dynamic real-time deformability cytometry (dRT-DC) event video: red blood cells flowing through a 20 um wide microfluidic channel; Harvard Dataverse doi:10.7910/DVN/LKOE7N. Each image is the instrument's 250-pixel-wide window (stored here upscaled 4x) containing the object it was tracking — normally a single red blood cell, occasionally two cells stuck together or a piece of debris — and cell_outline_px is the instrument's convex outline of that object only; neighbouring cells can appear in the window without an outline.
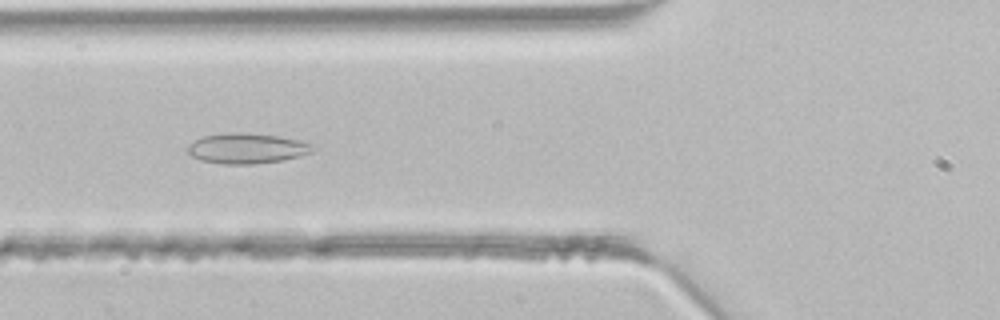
{"species": "common noctule bat (a hibernating species)", "species_latin": "Nyctalus noctula", "temperature_condition": "room temperature", "stored_images_in_passage": 36, "camera_frame_rate_fps": 3000, "um_per_image_px": 0.085, "animal": {"sex": "male", "body_mass_g": 21.5, "forearm_length_mm": 52.0}, "frame": {"image": 1, "passage_image": 9, "time_ms": 2.667, "image_size_px": [1000, 320], "cell_outline_px": [[316, 148], [312, 152], [300, 156], [280, 160], [256, 164], [224, 164], [200, 160], [192, 156], [188, 152], [188, 144], [204, 136], [228, 132], [248, 132], [280, 136], [316, 144]], "centroid_in_image_um": [21.03, 12.6], "position_along_channel_um": 104.8, "area_um2": 22.31}}
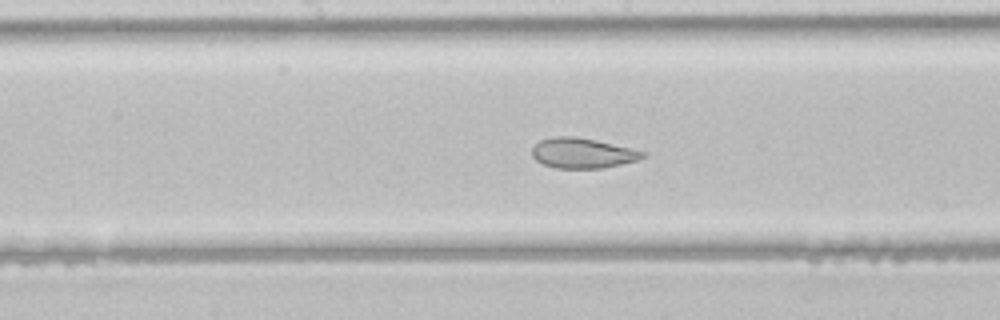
{"frame": {"image": 2, "passage_image": 15, "time_ms": 4.667, "image_size_px": [1000, 320], "cell_outline_px": [[648, 152], [644, 156], [636, 160], [604, 168], [556, 168], [544, 164], [536, 160], [532, 156], [532, 148], [540, 140], [552, 136], [576, 136], [596, 140]], "centroid_in_image_um": [49.49, 13.0], "position_along_channel_um": 198.7, "area_um2": 19.42}}
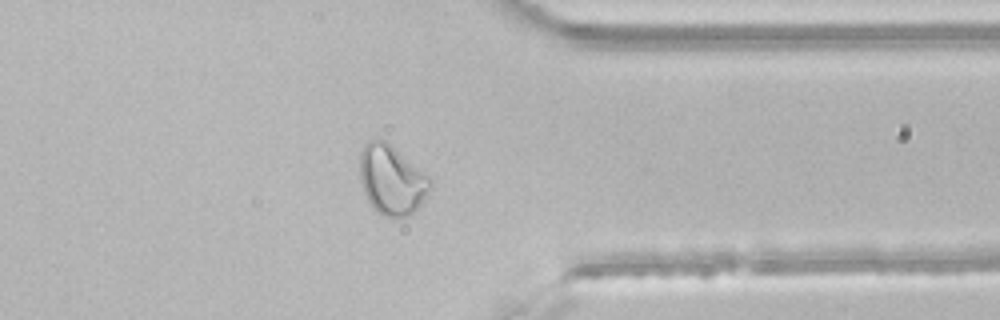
{"frame": {"image": 3, "passage_image": 27, "time_ms": 8.667, "image_size_px": [1000, 320], "cell_outline_px": [[432, 184], [428, 192], [420, 204], [408, 216], [384, 216], [368, 200], [364, 192], [360, 180], [360, 152], [364, 144], [368, 140], [384, 140], [428, 176], [432, 180]], "centroid_in_image_um": [33.27, 15.27], "position_along_channel_um": 378.1, "area_um2": 27.69}}